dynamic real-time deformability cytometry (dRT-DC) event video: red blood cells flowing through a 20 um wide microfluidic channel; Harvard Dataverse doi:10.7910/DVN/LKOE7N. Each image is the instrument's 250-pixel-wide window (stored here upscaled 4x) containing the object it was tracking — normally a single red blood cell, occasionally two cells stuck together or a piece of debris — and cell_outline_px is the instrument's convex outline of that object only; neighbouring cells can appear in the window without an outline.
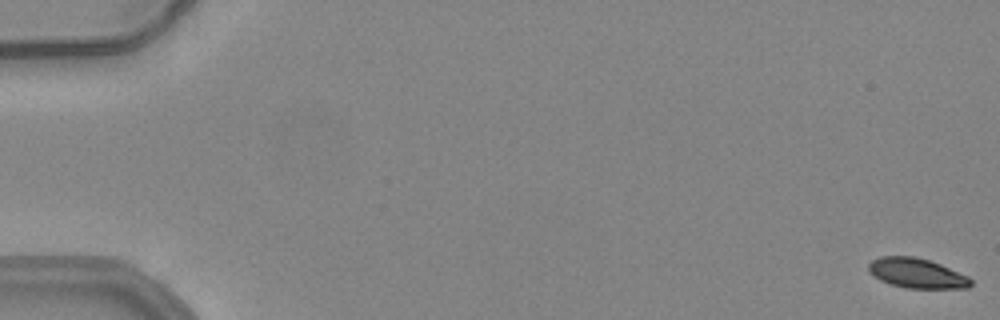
{"species": "common noctule bat (a hibernating species)", "species_latin": "Nyctalus noctula", "temperature_condition": "warm", "stored_images_in_passage": 54, "camera_frame_rate_fps": 3000, "um_per_image_px": 0.085, "animal": {"sex": "female", "body_mass_g": 24.6, "forearm_length_mm": 56.2}, "frame": {"image": 1, "passage_image": 1, "time_ms": 0.0, "image_size_px": [1000, 320], "cell_outline_px": [[972, 284], [968, 288], [908, 288], [892, 284], [880, 280], [868, 272], [868, 264], [872, 260], [880, 256], [912, 256], [928, 260], [940, 264], [968, 276], [972, 280]], "centroid_in_image_um": [77.92, 23.22], "position_along_channel_um": 7.1, "area_um2": 17.69}}
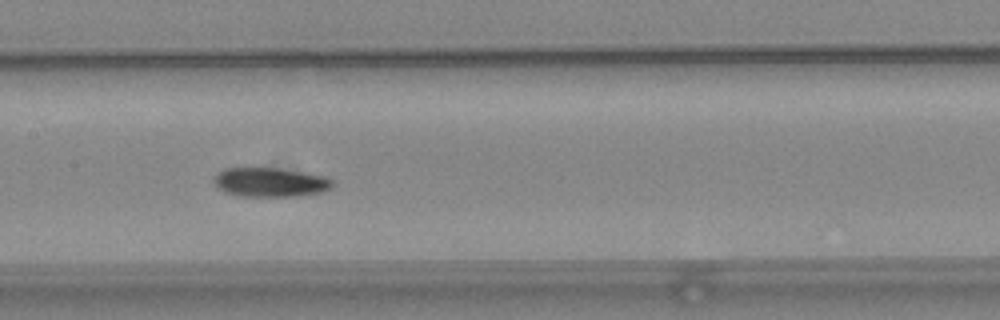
{"frame": {"image": 2, "passage_image": 28, "time_ms": 9.0, "image_size_px": [1000, 320], "cell_outline_px": [[332, 184], [328, 188], [320, 192], [300, 196], [236, 196], [224, 192], [212, 180], [212, 176], [224, 168], [280, 168], [324, 176], [332, 180]], "centroid_in_image_um": [22.9, 15.49], "position_along_channel_um": 184.5, "area_um2": 20.11}}
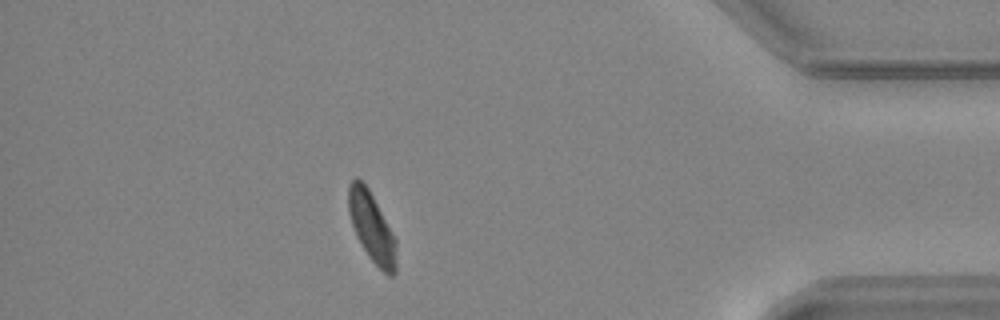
{"frame": {"image": 3, "passage_image": 48, "time_ms": 15.667, "image_size_px": [1000, 320], "cell_outline_px": [[396, 272], [392, 276], [388, 276], [368, 256], [356, 236], [348, 212], [348, 184], [356, 176], [368, 188], [396, 240]], "centroid_in_image_um": [31.58, 19.32], "position_along_channel_um": 403.6, "area_um2": 19.13}, "authors_computed_cell_mechanics": {"area_um2": 19.6809, "velocity_mm_per_s": 3.9211, "shape_relaxation_time_tau1_ms": 7.2642, "shape_relaxation_time_tau2_ms": 5.6511, "deformation_change_tau1": 0.1611, "deformation_change_tau2": 0.1198}}